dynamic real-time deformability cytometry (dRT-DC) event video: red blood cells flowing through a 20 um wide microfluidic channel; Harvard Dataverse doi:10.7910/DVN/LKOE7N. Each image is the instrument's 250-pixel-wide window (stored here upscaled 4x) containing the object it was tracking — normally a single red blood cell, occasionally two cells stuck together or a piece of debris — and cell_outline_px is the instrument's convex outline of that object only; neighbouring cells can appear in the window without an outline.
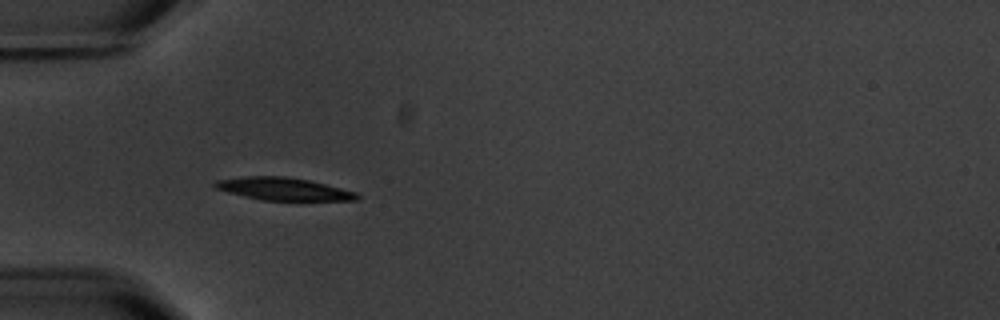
{"species": "common noctule bat (a hibernating species)", "species_latin": "Nyctalus noctula", "temperature_condition": "warm", "stored_images_in_passage": 5, "camera_frame_rate_fps": 3000, "um_per_image_px": 0.085, "animal": {"sex": "male", "body_mass_g": 20.1, "forearm_length_mm": 53.5}, "frame": {"image": 1, "passage_image": 4, "time_ms": 3.667, "image_size_px": [1000, 320], "cell_outline_px": [[360, 200], [260, 200], [228, 192], [216, 188], [212, 184], [216, 180], [244, 176], [284, 176], [308, 180], [356, 192], [360, 196]], "centroid_in_image_um": [24.07, 16.06], "position_along_channel_um": 60.9, "area_um2": 18.55}}